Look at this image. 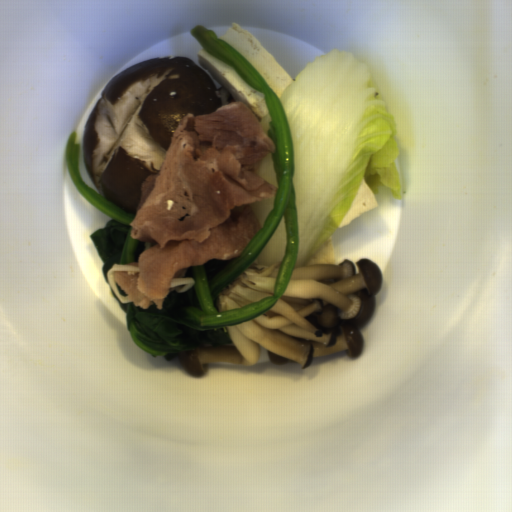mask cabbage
<instances>
[{
  "label": "cabbage",
  "instance_id": "cabbage-1",
  "mask_svg": "<svg viewBox=\"0 0 512 512\" xmlns=\"http://www.w3.org/2000/svg\"><path fill=\"white\" fill-rule=\"evenodd\" d=\"M294 158L295 268L304 267L345 217L363 178L402 200L396 122L370 71L332 48L306 64L278 99Z\"/></svg>",
  "mask_w": 512,
  "mask_h": 512
},
{
  "label": "cabbage",
  "instance_id": "cabbage-2",
  "mask_svg": "<svg viewBox=\"0 0 512 512\" xmlns=\"http://www.w3.org/2000/svg\"><path fill=\"white\" fill-rule=\"evenodd\" d=\"M286 253V224L282 215L281 220L272 233L269 241L260 250L258 256L249 265L263 264L271 266L283 260ZM248 266V267H249Z\"/></svg>",
  "mask_w": 512,
  "mask_h": 512
},
{
  "label": "cabbage",
  "instance_id": "cabbage-3",
  "mask_svg": "<svg viewBox=\"0 0 512 512\" xmlns=\"http://www.w3.org/2000/svg\"><path fill=\"white\" fill-rule=\"evenodd\" d=\"M257 173L260 177L274 185L277 190L279 181L272 153L267 154L266 157L260 162L258 165Z\"/></svg>",
  "mask_w": 512,
  "mask_h": 512
},
{
  "label": "cabbage",
  "instance_id": "cabbage-4",
  "mask_svg": "<svg viewBox=\"0 0 512 512\" xmlns=\"http://www.w3.org/2000/svg\"><path fill=\"white\" fill-rule=\"evenodd\" d=\"M274 198H275V194H274V196L267 197V198L262 199L256 203L251 204L252 209H253L257 219L260 221L262 227H263L268 215L270 214V212L273 209Z\"/></svg>",
  "mask_w": 512,
  "mask_h": 512
},
{
  "label": "cabbage",
  "instance_id": "cabbage-5",
  "mask_svg": "<svg viewBox=\"0 0 512 512\" xmlns=\"http://www.w3.org/2000/svg\"><path fill=\"white\" fill-rule=\"evenodd\" d=\"M258 119H259V121H260V123H261V125H262V127H263V129L265 131V133L268 135L269 129H270L269 122L271 121V114H270V112L268 113L267 116H262V117H260Z\"/></svg>",
  "mask_w": 512,
  "mask_h": 512
}]
</instances>
